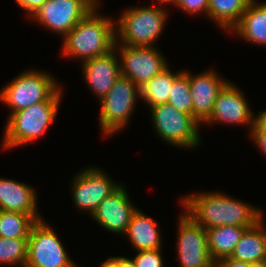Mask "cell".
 I'll return each instance as SVG.
<instances>
[{
  "label": "cell",
  "instance_id": "6da1fadb",
  "mask_svg": "<svg viewBox=\"0 0 266 267\" xmlns=\"http://www.w3.org/2000/svg\"><path fill=\"white\" fill-rule=\"evenodd\" d=\"M184 212L204 229L217 226L252 227L264 214L261 209L221 192H202L181 199Z\"/></svg>",
  "mask_w": 266,
  "mask_h": 267
},
{
  "label": "cell",
  "instance_id": "7a4b0ae2",
  "mask_svg": "<svg viewBox=\"0 0 266 267\" xmlns=\"http://www.w3.org/2000/svg\"><path fill=\"white\" fill-rule=\"evenodd\" d=\"M97 4L62 39L64 56L79 58L81 62L102 56L115 47V20L100 15ZM98 10V11H97Z\"/></svg>",
  "mask_w": 266,
  "mask_h": 267
},
{
  "label": "cell",
  "instance_id": "3957f363",
  "mask_svg": "<svg viewBox=\"0 0 266 267\" xmlns=\"http://www.w3.org/2000/svg\"><path fill=\"white\" fill-rule=\"evenodd\" d=\"M62 86L48 100L31 105L8 116L3 149H14L46 134L55 121L62 98Z\"/></svg>",
  "mask_w": 266,
  "mask_h": 267
},
{
  "label": "cell",
  "instance_id": "277c9868",
  "mask_svg": "<svg viewBox=\"0 0 266 267\" xmlns=\"http://www.w3.org/2000/svg\"><path fill=\"white\" fill-rule=\"evenodd\" d=\"M166 10L155 4L129 7L116 19V43L140 47L155 45L167 23Z\"/></svg>",
  "mask_w": 266,
  "mask_h": 267
},
{
  "label": "cell",
  "instance_id": "5b68a950",
  "mask_svg": "<svg viewBox=\"0 0 266 267\" xmlns=\"http://www.w3.org/2000/svg\"><path fill=\"white\" fill-rule=\"evenodd\" d=\"M47 72L30 69L20 73L0 91V101L11 114L48 100L60 84Z\"/></svg>",
  "mask_w": 266,
  "mask_h": 267
},
{
  "label": "cell",
  "instance_id": "8992f818",
  "mask_svg": "<svg viewBox=\"0 0 266 267\" xmlns=\"http://www.w3.org/2000/svg\"><path fill=\"white\" fill-rule=\"evenodd\" d=\"M139 97V87L130 79L121 76L114 82L99 101V124L104 136H112L126 128Z\"/></svg>",
  "mask_w": 266,
  "mask_h": 267
},
{
  "label": "cell",
  "instance_id": "52a82bcc",
  "mask_svg": "<svg viewBox=\"0 0 266 267\" xmlns=\"http://www.w3.org/2000/svg\"><path fill=\"white\" fill-rule=\"evenodd\" d=\"M150 114L153 128L163 142L177 148L195 149L199 146L201 124L190 114L177 110L169 103L150 107Z\"/></svg>",
  "mask_w": 266,
  "mask_h": 267
},
{
  "label": "cell",
  "instance_id": "ba28073f",
  "mask_svg": "<svg viewBox=\"0 0 266 267\" xmlns=\"http://www.w3.org/2000/svg\"><path fill=\"white\" fill-rule=\"evenodd\" d=\"M44 220V221H43ZM45 219L37 221L28 237L25 267H78Z\"/></svg>",
  "mask_w": 266,
  "mask_h": 267
},
{
  "label": "cell",
  "instance_id": "9c48e42d",
  "mask_svg": "<svg viewBox=\"0 0 266 267\" xmlns=\"http://www.w3.org/2000/svg\"><path fill=\"white\" fill-rule=\"evenodd\" d=\"M97 4L95 0H47L29 18L64 38Z\"/></svg>",
  "mask_w": 266,
  "mask_h": 267
},
{
  "label": "cell",
  "instance_id": "30bf717a",
  "mask_svg": "<svg viewBox=\"0 0 266 267\" xmlns=\"http://www.w3.org/2000/svg\"><path fill=\"white\" fill-rule=\"evenodd\" d=\"M114 48L119 55L121 76L130 79L138 87L169 65L155 46H129L115 42Z\"/></svg>",
  "mask_w": 266,
  "mask_h": 267
},
{
  "label": "cell",
  "instance_id": "8fae6325",
  "mask_svg": "<svg viewBox=\"0 0 266 267\" xmlns=\"http://www.w3.org/2000/svg\"><path fill=\"white\" fill-rule=\"evenodd\" d=\"M177 256L180 267H214L211 258L207 231L196 223L187 213H181L178 219Z\"/></svg>",
  "mask_w": 266,
  "mask_h": 267
},
{
  "label": "cell",
  "instance_id": "7c38bea8",
  "mask_svg": "<svg viewBox=\"0 0 266 267\" xmlns=\"http://www.w3.org/2000/svg\"><path fill=\"white\" fill-rule=\"evenodd\" d=\"M121 183L114 182L98 167H86L72 181V200L79 210L92 215L97 206Z\"/></svg>",
  "mask_w": 266,
  "mask_h": 267
},
{
  "label": "cell",
  "instance_id": "4fadbf2b",
  "mask_svg": "<svg viewBox=\"0 0 266 267\" xmlns=\"http://www.w3.org/2000/svg\"><path fill=\"white\" fill-rule=\"evenodd\" d=\"M240 90L235 83L229 81L219 92L211 115L202 124L248 125L251 130L258 115L254 116L247 98L244 97L245 94Z\"/></svg>",
  "mask_w": 266,
  "mask_h": 267
},
{
  "label": "cell",
  "instance_id": "5bb4252c",
  "mask_svg": "<svg viewBox=\"0 0 266 267\" xmlns=\"http://www.w3.org/2000/svg\"><path fill=\"white\" fill-rule=\"evenodd\" d=\"M130 201L125 186L121 184L97 206L91 216L107 231L123 236L137 210Z\"/></svg>",
  "mask_w": 266,
  "mask_h": 267
},
{
  "label": "cell",
  "instance_id": "9a60e30c",
  "mask_svg": "<svg viewBox=\"0 0 266 267\" xmlns=\"http://www.w3.org/2000/svg\"><path fill=\"white\" fill-rule=\"evenodd\" d=\"M183 71L189 76L193 117L202 124L211 115L219 92L229 81L210 68L197 75L191 74L189 70Z\"/></svg>",
  "mask_w": 266,
  "mask_h": 267
},
{
  "label": "cell",
  "instance_id": "2e32d148",
  "mask_svg": "<svg viewBox=\"0 0 266 267\" xmlns=\"http://www.w3.org/2000/svg\"><path fill=\"white\" fill-rule=\"evenodd\" d=\"M85 82L93 94L102 99L121 77L119 55L114 48L105 55L88 59L81 63Z\"/></svg>",
  "mask_w": 266,
  "mask_h": 267
},
{
  "label": "cell",
  "instance_id": "e0dca14e",
  "mask_svg": "<svg viewBox=\"0 0 266 267\" xmlns=\"http://www.w3.org/2000/svg\"><path fill=\"white\" fill-rule=\"evenodd\" d=\"M37 193L32 186L17 180L0 178V210L31 215L43 219L37 210Z\"/></svg>",
  "mask_w": 266,
  "mask_h": 267
},
{
  "label": "cell",
  "instance_id": "ac0fdd59",
  "mask_svg": "<svg viewBox=\"0 0 266 267\" xmlns=\"http://www.w3.org/2000/svg\"><path fill=\"white\" fill-rule=\"evenodd\" d=\"M160 232L157 222L137 209L124 235L137 251L155 250L162 249Z\"/></svg>",
  "mask_w": 266,
  "mask_h": 267
},
{
  "label": "cell",
  "instance_id": "d6986e66",
  "mask_svg": "<svg viewBox=\"0 0 266 267\" xmlns=\"http://www.w3.org/2000/svg\"><path fill=\"white\" fill-rule=\"evenodd\" d=\"M230 32L251 44L266 46V3L252 0L239 23Z\"/></svg>",
  "mask_w": 266,
  "mask_h": 267
},
{
  "label": "cell",
  "instance_id": "ffe728a7",
  "mask_svg": "<svg viewBox=\"0 0 266 267\" xmlns=\"http://www.w3.org/2000/svg\"><path fill=\"white\" fill-rule=\"evenodd\" d=\"M263 220L264 217L244 231L230 258L249 263L266 260V228Z\"/></svg>",
  "mask_w": 266,
  "mask_h": 267
},
{
  "label": "cell",
  "instance_id": "44dd1931",
  "mask_svg": "<svg viewBox=\"0 0 266 267\" xmlns=\"http://www.w3.org/2000/svg\"><path fill=\"white\" fill-rule=\"evenodd\" d=\"M247 228L240 226H217L206 229L211 258L216 261L220 258L230 257Z\"/></svg>",
  "mask_w": 266,
  "mask_h": 267
},
{
  "label": "cell",
  "instance_id": "7402d4cb",
  "mask_svg": "<svg viewBox=\"0 0 266 267\" xmlns=\"http://www.w3.org/2000/svg\"><path fill=\"white\" fill-rule=\"evenodd\" d=\"M252 0H208L209 20L217 23L221 29L230 31L239 23L242 14Z\"/></svg>",
  "mask_w": 266,
  "mask_h": 267
},
{
  "label": "cell",
  "instance_id": "603a6c76",
  "mask_svg": "<svg viewBox=\"0 0 266 267\" xmlns=\"http://www.w3.org/2000/svg\"><path fill=\"white\" fill-rule=\"evenodd\" d=\"M169 65L158 75L139 87L140 100L143 99L149 107L168 102L173 81L183 72H173Z\"/></svg>",
  "mask_w": 266,
  "mask_h": 267
},
{
  "label": "cell",
  "instance_id": "cb8c5ba5",
  "mask_svg": "<svg viewBox=\"0 0 266 267\" xmlns=\"http://www.w3.org/2000/svg\"><path fill=\"white\" fill-rule=\"evenodd\" d=\"M36 222L29 214L0 210V237L28 239Z\"/></svg>",
  "mask_w": 266,
  "mask_h": 267
},
{
  "label": "cell",
  "instance_id": "d4e9b609",
  "mask_svg": "<svg viewBox=\"0 0 266 267\" xmlns=\"http://www.w3.org/2000/svg\"><path fill=\"white\" fill-rule=\"evenodd\" d=\"M28 239H6L0 237V265L25 267L27 262Z\"/></svg>",
  "mask_w": 266,
  "mask_h": 267
},
{
  "label": "cell",
  "instance_id": "484cf974",
  "mask_svg": "<svg viewBox=\"0 0 266 267\" xmlns=\"http://www.w3.org/2000/svg\"><path fill=\"white\" fill-rule=\"evenodd\" d=\"M167 103L177 110L193 116L189 76L184 71L173 81Z\"/></svg>",
  "mask_w": 266,
  "mask_h": 267
},
{
  "label": "cell",
  "instance_id": "4316f807",
  "mask_svg": "<svg viewBox=\"0 0 266 267\" xmlns=\"http://www.w3.org/2000/svg\"><path fill=\"white\" fill-rule=\"evenodd\" d=\"M162 249L137 251L132 257L136 267H164Z\"/></svg>",
  "mask_w": 266,
  "mask_h": 267
},
{
  "label": "cell",
  "instance_id": "83f0119b",
  "mask_svg": "<svg viewBox=\"0 0 266 267\" xmlns=\"http://www.w3.org/2000/svg\"><path fill=\"white\" fill-rule=\"evenodd\" d=\"M175 7L189 15L201 13L208 16L209 2L208 0H177Z\"/></svg>",
  "mask_w": 266,
  "mask_h": 267
},
{
  "label": "cell",
  "instance_id": "f1b7e54d",
  "mask_svg": "<svg viewBox=\"0 0 266 267\" xmlns=\"http://www.w3.org/2000/svg\"><path fill=\"white\" fill-rule=\"evenodd\" d=\"M249 133L251 134L250 138L253 140L254 144L259 148L261 153L266 156V126L257 119Z\"/></svg>",
  "mask_w": 266,
  "mask_h": 267
},
{
  "label": "cell",
  "instance_id": "f546056e",
  "mask_svg": "<svg viewBox=\"0 0 266 267\" xmlns=\"http://www.w3.org/2000/svg\"><path fill=\"white\" fill-rule=\"evenodd\" d=\"M16 3L26 11L29 17L33 14L39 7H41L47 0H15Z\"/></svg>",
  "mask_w": 266,
  "mask_h": 267
},
{
  "label": "cell",
  "instance_id": "4dcf8cb0",
  "mask_svg": "<svg viewBox=\"0 0 266 267\" xmlns=\"http://www.w3.org/2000/svg\"><path fill=\"white\" fill-rule=\"evenodd\" d=\"M214 267H249V262L237 261L230 257H224L216 260Z\"/></svg>",
  "mask_w": 266,
  "mask_h": 267
},
{
  "label": "cell",
  "instance_id": "1f68e13d",
  "mask_svg": "<svg viewBox=\"0 0 266 267\" xmlns=\"http://www.w3.org/2000/svg\"><path fill=\"white\" fill-rule=\"evenodd\" d=\"M118 267H136L134 261L131 258L124 256H118Z\"/></svg>",
  "mask_w": 266,
  "mask_h": 267
},
{
  "label": "cell",
  "instance_id": "d6a6232c",
  "mask_svg": "<svg viewBox=\"0 0 266 267\" xmlns=\"http://www.w3.org/2000/svg\"><path fill=\"white\" fill-rule=\"evenodd\" d=\"M99 267H118V256L109 257L106 261L102 262Z\"/></svg>",
  "mask_w": 266,
  "mask_h": 267
},
{
  "label": "cell",
  "instance_id": "836d02e7",
  "mask_svg": "<svg viewBox=\"0 0 266 267\" xmlns=\"http://www.w3.org/2000/svg\"><path fill=\"white\" fill-rule=\"evenodd\" d=\"M258 119L266 126V109L258 111Z\"/></svg>",
  "mask_w": 266,
  "mask_h": 267
},
{
  "label": "cell",
  "instance_id": "e575fe53",
  "mask_svg": "<svg viewBox=\"0 0 266 267\" xmlns=\"http://www.w3.org/2000/svg\"><path fill=\"white\" fill-rule=\"evenodd\" d=\"M249 267H266V260L260 262L249 263Z\"/></svg>",
  "mask_w": 266,
  "mask_h": 267
},
{
  "label": "cell",
  "instance_id": "d590c367",
  "mask_svg": "<svg viewBox=\"0 0 266 267\" xmlns=\"http://www.w3.org/2000/svg\"><path fill=\"white\" fill-rule=\"evenodd\" d=\"M158 2L157 3H159V7H163V4L165 3V4H173V5H176V2H177V0H157Z\"/></svg>",
  "mask_w": 266,
  "mask_h": 267
}]
</instances>
